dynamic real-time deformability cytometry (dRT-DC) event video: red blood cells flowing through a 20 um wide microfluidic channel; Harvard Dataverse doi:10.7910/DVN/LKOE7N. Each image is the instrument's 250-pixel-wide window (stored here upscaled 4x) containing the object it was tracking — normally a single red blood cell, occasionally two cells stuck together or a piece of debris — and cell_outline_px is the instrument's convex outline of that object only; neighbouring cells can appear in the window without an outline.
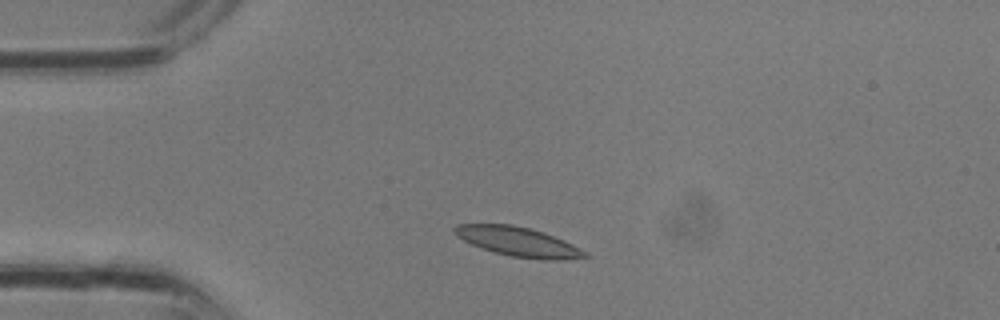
{"species": "common noctule bat (a hibernating species)", "species_latin": "Nyctalus noctula", "temperature_condition": "room temperature", "stored_images_in_passage": 2, "camera_frame_rate_fps": 3000, "um_per_image_px": 0.085, "animal": {"sex": "male", "body_mass_g": 13.3}, "frame": {"image": 1, "passage_image": 2, "time_ms": 0.333, "image_size_px": [1000, 320], "cell_outline_px": [[588, 256], [564, 260], [544, 260], [512, 256], [496, 252], [472, 244], [456, 236], [452, 232], [452, 228], [456, 224], [512, 224], [544, 232], [564, 240], [588, 252]], "centroid_in_image_um": [44.05, 20.54], "position_along_channel_um": 41.0, "area_um2": 22.2}}